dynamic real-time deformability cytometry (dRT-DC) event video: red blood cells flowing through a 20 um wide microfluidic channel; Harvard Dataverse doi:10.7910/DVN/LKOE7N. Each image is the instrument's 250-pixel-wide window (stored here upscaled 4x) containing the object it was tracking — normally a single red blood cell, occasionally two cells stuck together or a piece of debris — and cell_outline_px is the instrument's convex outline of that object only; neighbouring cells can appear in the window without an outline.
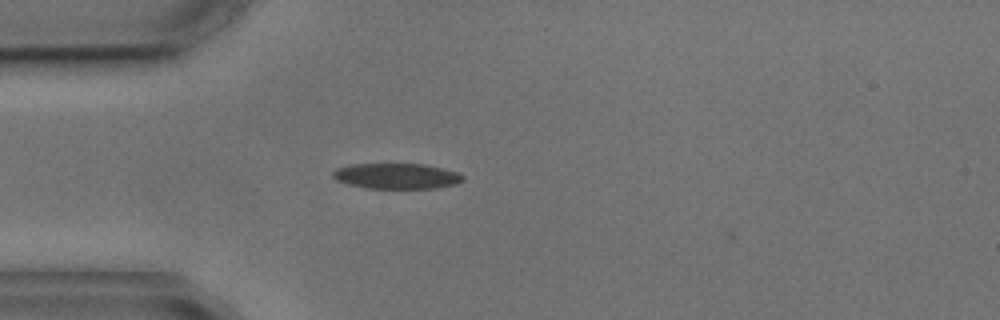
{"species": "common noctule bat (a hibernating species)", "species_latin": "Nyctalus noctula", "temperature_condition": "cold", "stored_images_in_passage": 2, "camera_frame_rate_fps": 3000, "um_per_image_px": 0.085, "animal": {"sex": "male", "body_mass_g": 17.9, "forearm_length_mm": 54.2}, "frame": {"image": 1, "passage_image": 2, "time_ms": 1.0, "image_size_px": [1000, 320], "cell_outline_px": [[464, 180], [456, 184], [432, 188], [368, 188], [348, 184], [336, 180], [332, 176], [332, 172], [336, 168], [352, 164], [424, 164], [456, 172], [464, 176]], "centroid_in_image_um": [33.68, 14.96], "position_along_channel_um": 51.3, "area_um2": 19.19}}